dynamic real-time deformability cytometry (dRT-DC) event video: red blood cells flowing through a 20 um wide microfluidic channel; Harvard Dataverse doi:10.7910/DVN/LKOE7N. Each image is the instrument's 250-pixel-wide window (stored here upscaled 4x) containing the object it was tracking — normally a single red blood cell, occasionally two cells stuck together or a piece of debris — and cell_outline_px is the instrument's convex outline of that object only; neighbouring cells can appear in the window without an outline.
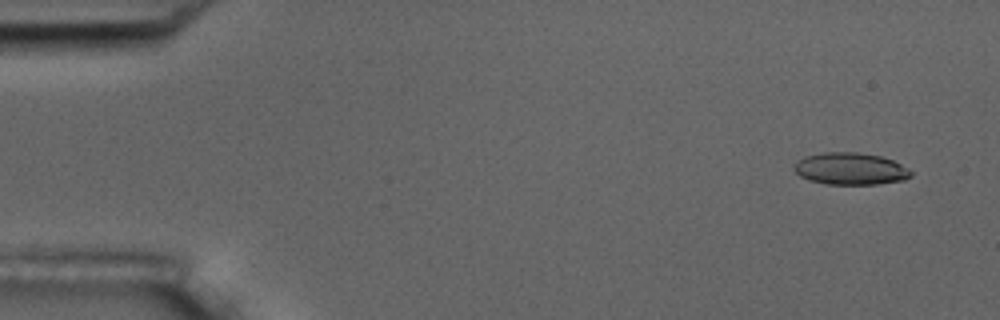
{"species": "common noctule bat (a hibernating species)", "species_latin": "Nyctalus noctula", "temperature_condition": "room temperature", "stored_images_in_passage": 6, "camera_frame_rate_fps": 3000, "um_per_image_px": 0.085, "animal": {"sex": "male", "body_mass_g": 17.5, "forearm_length_mm": 52.3}, "frame": {"image": 1, "passage_image": 1, "time_ms": 0.0, "image_size_px": [1000, 320], "cell_outline_px": [[912, 176], [904, 180], [876, 184], [828, 184], [808, 180], [800, 176], [792, 168], [796, 160], [804, 156], [824, 152], [856, 152], [880, 156], [892, 160], [900, 164], [912, 172]], "centroid_in_image_um": [72.24, 14.34], "position_along_channel_um": 12.8, "area_um2": 21.85}}